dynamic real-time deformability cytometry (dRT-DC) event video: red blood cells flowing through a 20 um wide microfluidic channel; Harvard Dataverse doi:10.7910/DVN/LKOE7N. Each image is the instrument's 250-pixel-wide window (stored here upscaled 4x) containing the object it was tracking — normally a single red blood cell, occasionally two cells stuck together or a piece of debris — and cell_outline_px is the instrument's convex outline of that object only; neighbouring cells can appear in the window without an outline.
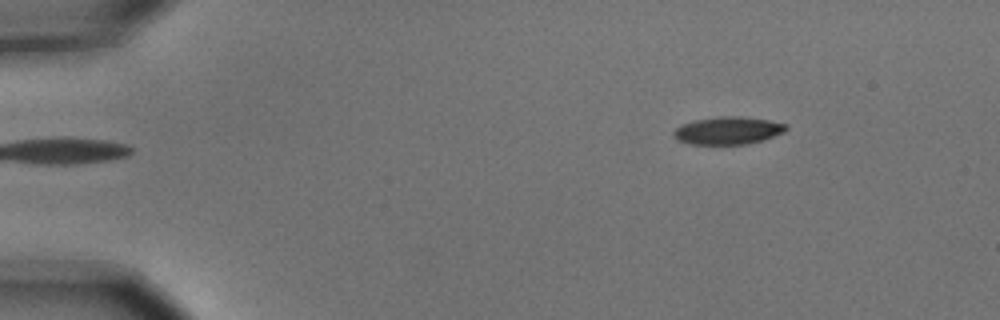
{"species": "common noctule bat (a hibernating species)", "species_latin": "Nyctalus noctula", "temperature_condition": "cold", "stored_images_in_passage": 6, "segment_of_instrument_passage": [2, 2], "camera_frame_rate_fps": 3000, "um_per_image_px": 0.085, "animal": {"sex": "male", "body_mass_g": 15.6}, "frame": {"image": 1, "passage_image": 6, "time_ms": 1.667, "image_size_px": [1000, 320], "cell_outline_px": [[788, 128], [784, 132], [748, 144], [688, 144], [676, 140], [672, 136], [672, 132], [680, 124], [692, 120], [720, 116], [740, 116], [768, 120], [788, 124]], "centroid_in_image_um": [61.81, 11.09], "position_along_channel_um": 23.2, "area_um2": 18.26}}